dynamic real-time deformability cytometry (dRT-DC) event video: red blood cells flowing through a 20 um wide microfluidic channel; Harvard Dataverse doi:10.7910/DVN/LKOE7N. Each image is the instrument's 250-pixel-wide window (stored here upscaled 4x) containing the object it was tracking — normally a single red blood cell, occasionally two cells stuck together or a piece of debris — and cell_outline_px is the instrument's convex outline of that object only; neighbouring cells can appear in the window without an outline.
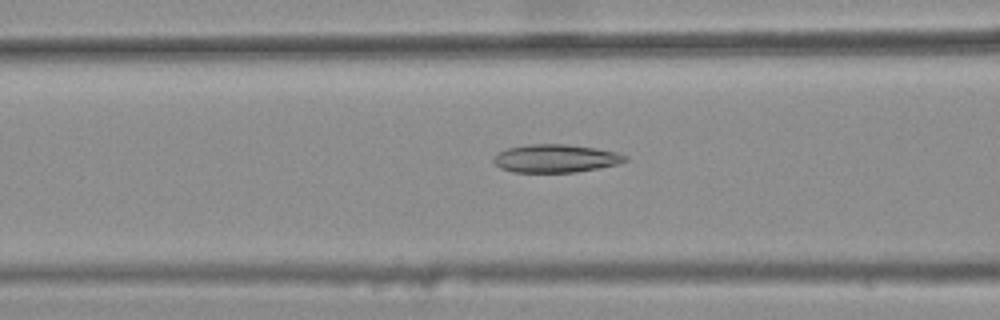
{"species": "common noctule bat (a hibernating species)", "species_latin": "Nyctalus noctula", "temperature_condition": "warm", "stored_images_in_passage": 36, "camera_frame_rate_fps": 3000, "um_per_image_px": 0.085, "animal": {"sex": "female", "body_mass_g": 25.1}, "frame": {"image": 1, "passage_image": 11, "time_ms": 3.333, "image_size_px": [1000, 320], "cell_outline_px": [[628, 160], [620, 164], [576, 172], [512, 172], [500, 168], [492, 160], [492, 156], [508, 148], [528, 144], [568, 144], [596, 148], [616, 152], [628, 156]], "centroid_in_image_um": [47.24, 13.46], "position_along_channel_um": 119.4, "area_um2": 21.68}}
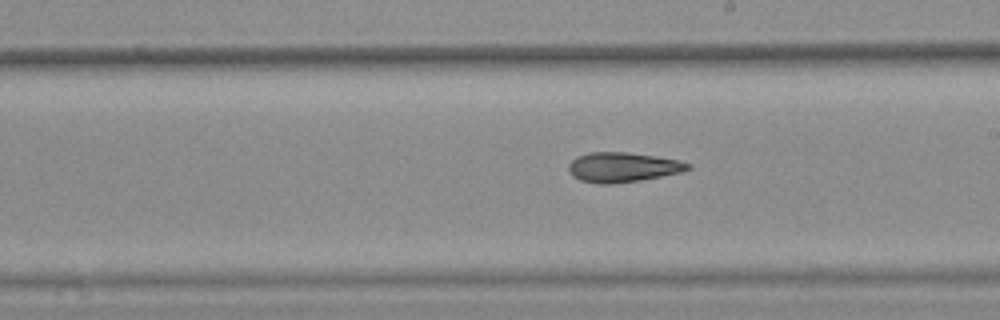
{"frame": {"image": 2, "passage_image": 20, "time_ms": 6.333, "image_size_px": [1000, 320], "cell_outline_px": [[692, 168], [684, 172], [640, 180], [612, 184], [596, 184], [580, 180], [572, 176], [568, 172], [568, 164], [576, 156], [588, 152], [628, 152], [656, 156], [676, 160], [692, 164]], "centroid_in_image_um": [52.91, 14.21], "position_along_channel_um": 236.1, "area_um2": 20.98}}
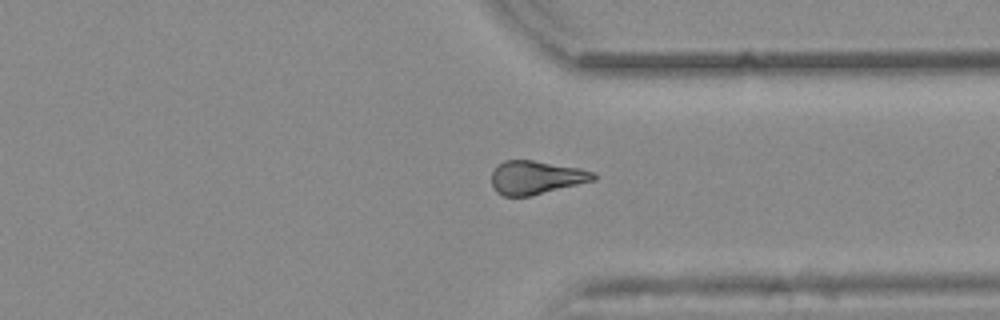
{"frame": {"image": 3, "passage_image": 30, "time_ms": 9.667, "image_size_px": [1000, 320], "cell_outline_px": [[596, 180], [532, 196], [504, 196], [496, 192], [492, 184], [492, 172], [504, 160], [532, 160], [580, 168], [596, 172]], "centroid_in_image_um": [45.6, 15.09], "position_along_channel_um": 365.8, "area_um2": 19.94}, "authors_computed_cell_mechanics": {"area_um2": 20.5768, "velocity_mm_per_s": 3.9, "shape_relaxation_time_tau1_ms": null, "shape_relaxation_time_tau2_ms": 11.2052, "deformation_change_tau1": null, "deformation_change_tau2": 0.2003}}